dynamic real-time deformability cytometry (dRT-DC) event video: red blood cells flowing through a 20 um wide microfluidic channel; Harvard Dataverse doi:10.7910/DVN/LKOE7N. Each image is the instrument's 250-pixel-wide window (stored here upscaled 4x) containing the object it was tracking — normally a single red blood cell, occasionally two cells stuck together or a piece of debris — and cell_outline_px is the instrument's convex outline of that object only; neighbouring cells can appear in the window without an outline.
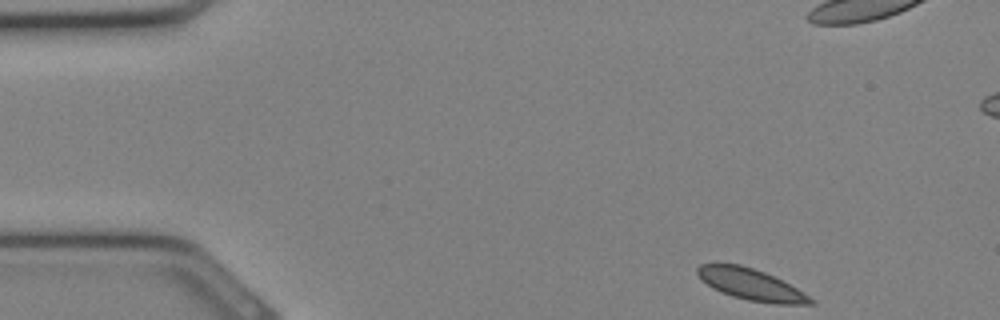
{"species": "Egyptian fruit bat (a non-hibernating species)", "species_latin": "Rousettus aegyptiacus", "temperature_condition": "cold", "stored_images_in_passage": 31, "camera_frame_rate_fps": 3000, "um_per_image_px": 0.085, "animal": {"sex": "female"}, "frame": {"image": 1, "passage_image": 1, "time_ms": 0.0, "image_size_px": [1000, 320], "cell_outline_px": [[816, 304], [776, 304], [748, 300], [732, 296], [712, 288], [700, 280], [696, 272], [696, 268], [700, 264], [740, 264], [764, 272], [796, 288], [816, 300]], "centroid_in_image_um": [63.81, 24.18], "position_along_channel_um": 21.2, "area_um2": 20.52}}